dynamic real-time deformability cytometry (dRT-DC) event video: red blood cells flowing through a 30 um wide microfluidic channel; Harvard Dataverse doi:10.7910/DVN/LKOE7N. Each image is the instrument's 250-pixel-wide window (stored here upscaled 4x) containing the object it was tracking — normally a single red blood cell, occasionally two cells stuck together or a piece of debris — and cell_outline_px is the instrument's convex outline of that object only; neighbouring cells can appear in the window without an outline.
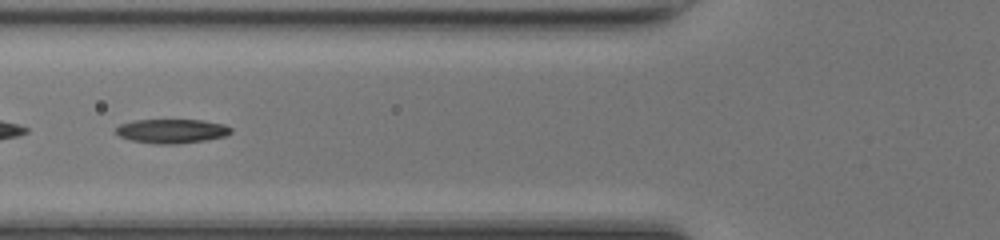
{"species": "common noctule bat (a hibernating species)", "species_latin": "Nyctalus noctula", "temperature_condition": "room temperature", "stored_images_in_passage": 49, "camera_frame_rate_fps": 3000, "um_per_image_px": 0.085, "animal": {"sex": "female", "body_mass_g": 17.0, "forearm_length_mm": 48.0}, "frame": {"image": 1, "passage_image": 19, "time_ms": 6.0, "image_size_px": [1000, 240], "cell_outline_px": [[232, 132], [224, 136], [208, 140], [176, 144], [156, 144], [132, 140], [120, 136], [116, 132], [116, 128], [120, 124], [132, 120], [204, 120], [224, 124], [232, 128]], "centroid_in_image_um": [14.62, 11.14], "position_along_channel_um": 111.2, "area_um2": 16.24}}
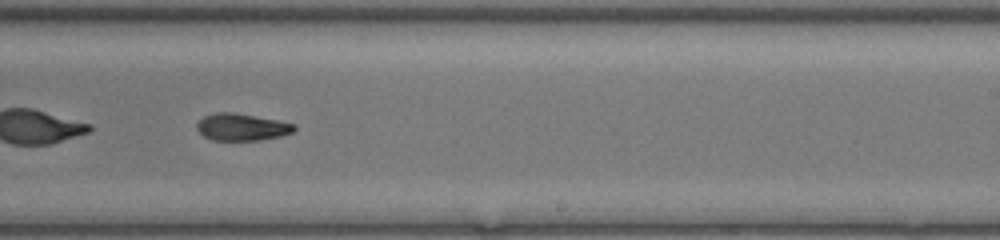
{"frame": {"image": 2, "passage_image": 30, "time_ms": 9.667, "image_size_px": [1000, 240], "cell_outline_px": [[296, 128], [292, 132], [284, 136], [260, 140], [212, 140], [204, 136], [196, 128], [196, 124], [204, 116], [216, 112], [232, 112], [276, 120], [296, 124]], "centroid_in_image_um": [20.56, 10.81], "position_along_channel_um": 268.4, "area_um2": 15.32}}
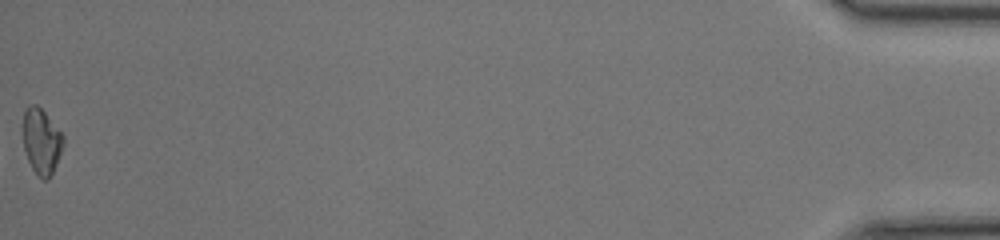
{"frame": {"image": 3, "passage_image": 49, "time_ms": 16.0, "image_size_px": [1000, 240], "cell_outline_px": [[64, 144], [56, 164], [48, 180], [44, 180], [32, 168], [28, 160], [24, 148], [20, 128], [24, 108], [28, 104], [36, 104], [44, 112], [64, 136]], "centroid_in_image_um": [3.47, 11.95], "position_along_channel_um": 431.7, "area_um2": 15.66}}